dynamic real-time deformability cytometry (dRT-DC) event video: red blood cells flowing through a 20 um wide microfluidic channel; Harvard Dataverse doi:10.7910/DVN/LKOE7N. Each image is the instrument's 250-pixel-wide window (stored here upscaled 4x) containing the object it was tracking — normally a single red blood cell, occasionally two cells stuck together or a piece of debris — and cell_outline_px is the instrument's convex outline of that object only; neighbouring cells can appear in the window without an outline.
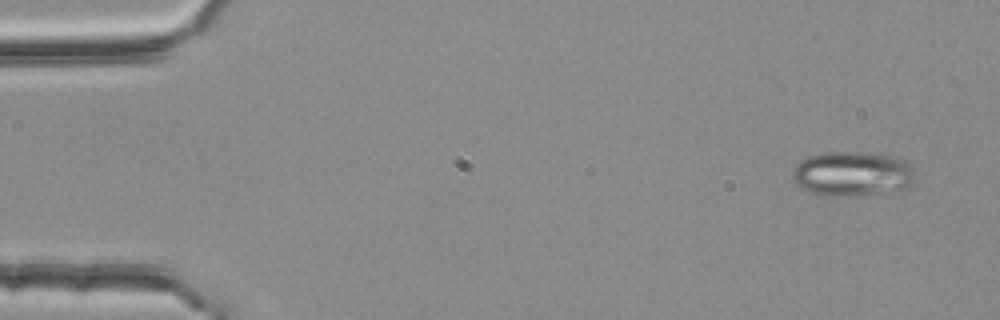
{"species": "common noctule bat (a hibernating species)", "species_latin": "Nyctalus noctula", "temperature_condition": "room temperature", "stored_images_in_passage": 3, "camera_frame_rate_fps": 3000, "um_per_image_px": 0.085, "animal": {"sex": "female", "body_mass_g": 25.1}, "frame": {"image": 1, "passage_image": 1, "time_ms": 0.0, "image_size_px": [1000, 320], "cell_outline_px": [[912, 184], [904, 188], [848, 196], [840, 196], [812, 192], [800, 188], [796, 184], [792, 176], [792, 172], [796, 164], [800, 160], [808, 156], [832, 152], [876, 152], [896, 156], [904, 160], [912, 168]], "centroid_in_image_um": [72.41, 14.73], "position_along_channel_um": 12.6, "area_um2": 31.5}}